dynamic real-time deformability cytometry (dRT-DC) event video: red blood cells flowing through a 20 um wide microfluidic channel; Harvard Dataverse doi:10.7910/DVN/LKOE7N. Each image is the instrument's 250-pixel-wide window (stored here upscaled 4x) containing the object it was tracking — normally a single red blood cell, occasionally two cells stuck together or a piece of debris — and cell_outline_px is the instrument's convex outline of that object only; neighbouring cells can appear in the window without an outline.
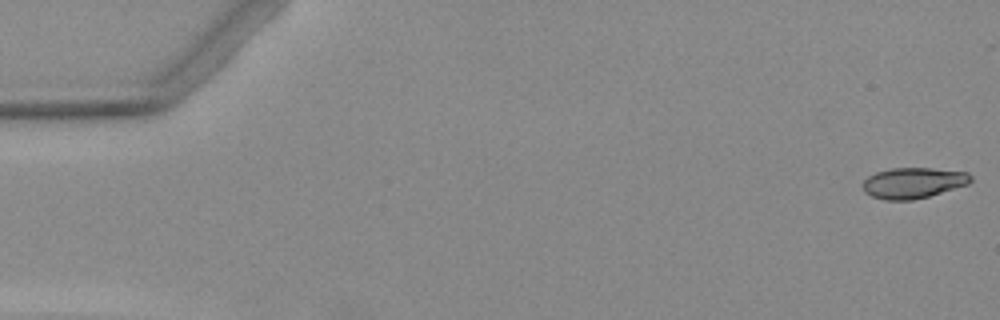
{"species": "Egyptian fruit bat (a non-hibernating species)", "species_latin": "Rousettus aegyptiacus", "temperature_condition": "warm", "stored_images_in_passage": 5, "camera_frame_rate_fps": 3000, "um_per_image_px": 0.085, "animal": {"sex": "female"}, "frame": {"image": 1, "passage_image": 1, "time_ms": 0.0, "image_size_px": [1000, 320], "cell_outline_px": [[972, 180], [968, 184], [928, 196], [912, 200], [884, 200], [872, 196], [864, 192], [864, 180], [868, 176], [876, 172], [892, 168], [932, 168], [968, 172], [972, 176]], "centroid_in_image_um": [77.63, 15.54], "position_along_channel_um": 7.4, "area_um2": 19.25}}
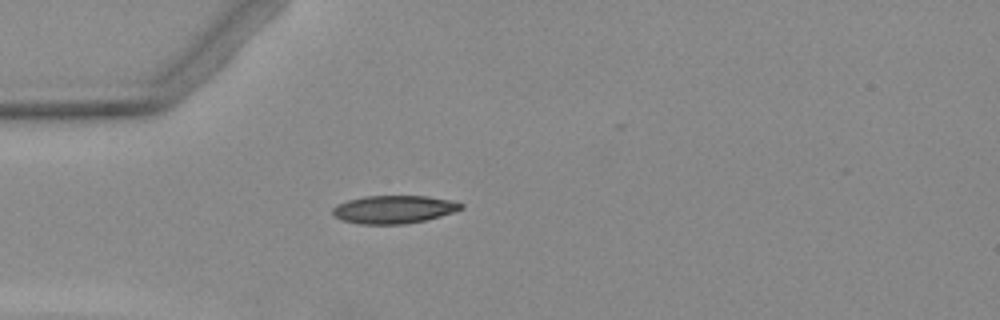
{"frame": {"image": 2, "passage_image": 5, "time_ms": 4.667, "image_size_px": [1000, 320], "cell_outline_px": [[464, 208], [428, 220], [404, 224], [360, 224], [344, 220], [332, 216], [332, 208], [348, 200], [364, 196], [428, 196], [448, 200], [464, 204]], "centroid_in_image_um": [33.47, 17.8], "position_along_channel_um": 51.5, "area_um2": 20.87}}